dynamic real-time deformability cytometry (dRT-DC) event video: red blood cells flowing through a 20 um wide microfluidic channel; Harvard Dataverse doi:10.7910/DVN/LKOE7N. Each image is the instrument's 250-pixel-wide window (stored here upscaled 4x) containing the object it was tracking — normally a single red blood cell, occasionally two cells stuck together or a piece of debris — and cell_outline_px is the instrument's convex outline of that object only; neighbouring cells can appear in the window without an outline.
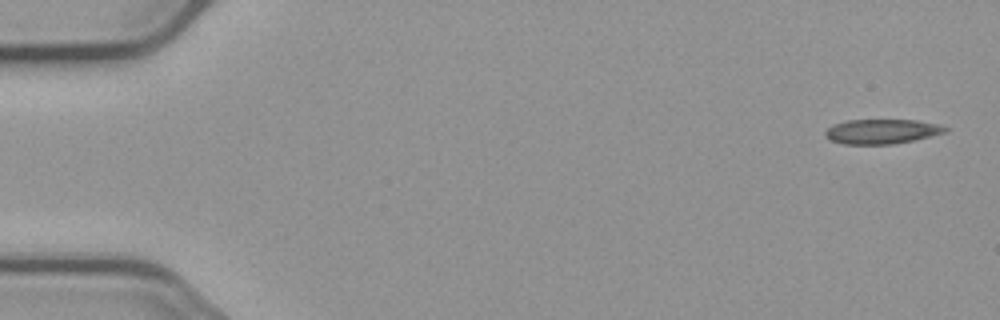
{"species": "common noctule bat (a hibernating species)", "species_latin": "Nyctalus noctula", "temperature_condition": "cold", "stored_images_in_passage": 5, "camera_frame_rate_fps": 3000, "um_per_image_px": 0.085, "animal": {"sex": "male", "body_mass_g": 23.1, "forearm_length_mm": 52.7}, "frame": {"image": 1, "passage_image": 1, "time_ms": 0.0, "image_size_px": [1000, 320], "cell_outline_px": [[948, 132], [912, 140], [892, 144], [844, 144], [828, 140], [824, 136], [824, 132], [828, 128], [844, 120], [916, 120], [940, 124], [948, 128]], "centroid_in_image_um": [74.94, 11.17], "position_along_channel_um": 10.1, "area_um2": 17.28}}
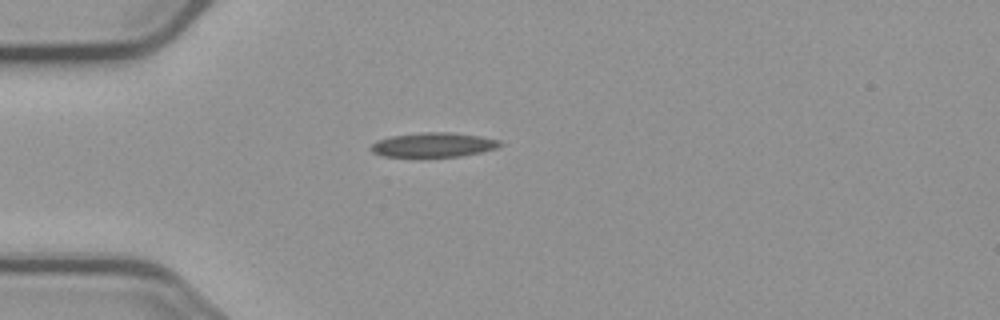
{"frame": {"image": 2, "passage_image": 4, "time_ms": 4.333, "image_size_px": [1000, 320], "cell_outline_px": [[504, 144], [496, 148], [480, 152], [460, 156], [420, 160], [384, 156], [372, 152], [368, 148], [376, 140], [392, 136], [424, 132], [452, 132], [480, 136], [500, 140]], "centroid_in_image_um": [36.78, 12.36], "position_along_channel_um": 48.2, "area_um2": 19.36}}